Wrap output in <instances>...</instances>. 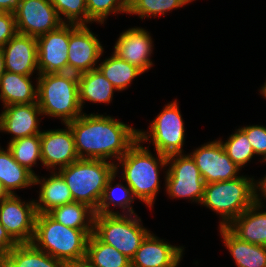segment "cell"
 <instances>
[{
    "mask_svg": "<svg viewBox=\"0 0 266 267\" xmlns=\"http://www.w3.org/2000/svg\"><path fill=\"white\" fill-rule=\"evenodd\" d=\"M37 103L44 116L67 124L83 110L79 103L78 75L70 72L37 74Z\"/></svg>",
    "mask_w": 266,
    "mask_h": 267,
    "instance_id": "obj_4",
    "label": "cell"
},
{
    "mask_svg": "<svg viewBox=\"0 0 266 267\" xmlns=\"http://www.w3.org/2000/svg\"><path fill=\"white\" fill-rule=\"evenodd\" d=\"M18 243L9 235L4 226L0 223V253L6 255Z\"/></svg>",
    "mask_w": 266,
    "mask_h": 267,
    "instance_id": "obj_38",
    "label": "cell"
},
{
    "mask_svg": "<svg viewBox=\"0 0 266 267\" xmlns=\"http://www.w3.org/2000/svg\"><path fill=\"white\" fill-rule=\"evenodd\" d=\"M115 172L107 181L106 187L104 188L103 195L98 205V209L95 213L97 214H121L111 210L109 207L113 204V207L118 206L122 208V214H136L133 210L131 203L134 202L135 198L132 194L130 187L122 183H117L114 186V179L117 176ZM126 210V211H125Z\"/></svg>",
    "mask_w": 266,
    "mask_h": 267,
    "instance_id": "obj_27",
    "label": "cell"
},
{
    "mask_svg": "<svg viewBox=\"0 0 266 267\" xmlns=\"http://www.w3.org/2000/svg\"><path fill=\"white\" fill-rule=\"evenodd\" d=\"M260 196L266 200V175L257 181L255 180V198H260Z\"/></svg>",
    "mask_w": 266,
    "mask_h": 267,
    "instance_id": "obj_40",
    "label": "cell"
},
{
    "mask_svg": "<svg viewBox=\"0 0 266 267\" xmlns=\"http://www.w3.org/2000/svg\"><path fill=\"white\" fill-rule=\"evenodd\" d=\"M97 69L117 91L128 89L134 78L144 73L141 69L129 64L114 53L101 62Z\"/></svg>",
    "mask_w": 266,
    "mask_h": 267,
    "instance_id": "obj_28",
    "label": "cell"
},
{
    "mask_svg": "<svg viewBox=\"0 0 266 267\" xmlns=\"http://www.w3.org/2000/svg\"><path fill=\"white\" fill-rule=\"evenodd\" d=\"M86 259L94 267H131V260L113 246L101 242L93 233L87 241Z\"/></svg>",
    "mask_w": 266,
    "mask_h": 267,
    "instance_id": "obj_30",
    "label": "cell"
},
{
    "mask_svg": "<svg viewBox=\"0 0 266 267\" xmlns=\"http://www.w3.org/2000/svg\"><path fill=\"white\" fill-rule=\"evenodd\" d=\"M165 169V191L170 198H186L201 203L205 181L190 154H173L167 156Z\"/></svg>",
    "mask_w": 266,
    "mask_h": 267,
    "instance_id": "obj_9",
    "label": "cell"
},
{
    "mask_svg": "<svg viewBox=\"0 0 266 267\" xmlns=\"http://www.w3.org/2000/svg\"><path fill=\"white\" fill-rule=\"evenodd\" d=\"M5 60H4V54L2 49L0 48V77L5 73Z\"/></svg>",
    "mask_w": 266,
    "mask_h": 267,
    "instance_id": "obj_43",
    "label": "cell"
},
{
    "mask_svg": "<svg viewBox=\"0 0 266 267\" xmlns=\"http://www.w3.org/2000/svg\"><path fill=\"white\" fill-rule=\"evenodd\" d=\"M21 0H0V12L14 13Z\"/></svg>",
    "mask_w": 266,
    "mask_h": 267,
    "instance_id": "obj_39",
    "label": "cell"
},
{
    "mask_svg": "<svg viewBox=\"0 0 266 267\" xmlns=\"http://www.w3.org/2000/svg\"><path fill=\"white\" fill-rule=\"evenodd\" d=\"M17 33L14 13L0 12V48Z\"/></svg>",
    "mask_w": 266,
    "mask_h": 267,
    "instance_id": "obj_37",
    "label": "cell"
},
{
    "mask_svg": "<svg viewBox=\"0 0 266 267\" xmlns=\"http://www.w3.org/2000/svg\"><path fill=\"white\" fill-rule=\"evenodd\" d=\"M6 71L32 76L38 69L36 37L17 33L2 48Z\"/></svg>",
    "mask_w": 266,
    "mask_h": 267,
    "instance_id": "obj_19",
    "label": "cell"
},
{
    "mask_svg": "<svg viewBox=\"0 0 266 267\" xmlns=\"http://www.w3.org/2000/svg\"><path fill=\"white\" fill-rule=\"evenodd\" d=\"M11 194L4 187L3 183L0 181V202L6 198H8Z\"/></svg>",
    "mask_w": 266,
    "mask_h": 267,
    "instance_id": "obj_42",
    "label": "cell"
},
{
    "mask_svg": "<svg viewBox=\"0 0 266 267\" xmlns=\"http://www.w3.org/2000/svg\"><path fill=\"white\" fill-rule=\"evenodd\" d=\"M179 263H180V261H179L174 267H179V266H178V265H180Z\"/></svg>",
    "mask_w": 266,
    "mask_h": 267,
    "instance_id": "obj_46",
    "label": "cell"
},
{
    "mask_svg": "<svg viewBox=\"0 0 266 267\" xmlns=\"http://www.w3.org/2000/svg\"><path fill=\"white\" fill-rule=\"evenodd\" d=\"M31 76L5 71L0 77V100L2 105L37 103V83L32 84Z\"/></svg>",
    "mask_w": 266,
    "mask_h": 267,
    "instance_id": "obj_22",
    "label": "cell"
},
{
    "mask_svg": "<svg viewBox=\"0 0 266 267\" xmlns=\"http://www.w3.org/2000/svg\"><path fill=\"white\" fill-rule=\"evenodd\" d=\"M64 126L66 129L43 130L40 134L42 165L51 171L79 159L72 130L67 124Z\"/></svg>",
    "mask_w": 266,
    "mask_h": 267,
    "instance_id": "obj_15",
    "label": "cell"
},
{
    "mask_svg": "<svg viewBox=\"0 0 266 267\" xmlns=\"http://www.w3.org/2000/svg\"><path fill=\"white\" fill-rule=\"evenodd\" d=\"M57 222L74 229H93L95 211L88 205L71 202L48 213Z\"/></svg>",
    "mask_w": 266,
    "mask_h": 267,
    "instance_id": "obj_29",
    "label": "cell"
},
{
    "mask_svg": "<svg viewBox=\"0 0 266 267\" xmlns=\"http://www.w3.org/2000/svg\"><path fill=\"white\" fill-rule=\"evenodd\" d=\"M78 90L81 109L85 101L109 104L117 91L98 69L78 75Z\"/></svg>",
    "mask_w": 266,
    "mask_h": 267,
    "instance_id": "obj_24",
    "label": "cell"
},
{
    "mask_svg": "<svg viewBox=\"0 0 266 267\" xmlns=\"http://www.w3.org/2000/svg\"><path fill=\"white\" fill-rule=\"evenodd\" d=\"M189 3V0H128V14H136L140 19L151 18L165 15Z\"/></svg>",
    "mask_w": 266,
    "mask_h": 267,
    "instance_id": "obj_32",
    "label": "cell"
},
{
    "mask_svg": "<svg viewBox=\"0 0 266 267\" xmlns=\"http://www.w3.org/2000/svg\"><path fill=\"white\" fill-rule=\"evenodd\" d=\"M0 267H5V255L0 253Z\"/></svg>",
    "mask_w": 266,
    "mask_h": 267,
    "instance_id": "obj_44",
    "label": "cell"
},
{
    "mask_svg": "<svg viewBox=\"0 0 266 267\" xmlns=\"http://www.w3.org/2000/svg\"><path fill=\"white\" fill-rule=\"evenodd\" d=\"M93 229H74L57 222L48 213H37L32 243L63 264L86 259L87 241Z\"/></svg>",
    "mask_w": 266,
    "mask_h": 267,
    "instance_id": "obj_3",
    "label": "cell"
},
{
    "mask_svg": "<svg viewBox=\"0 0 266 267\" xmlns=\"http://www.w3.org/2000/svg\"><path fill=\"white\" fill-rule=\"evenodd\" d=\"M180 112L177 100L168 103L151 122L148 132L138 130V139L142 143L150 141L165 156L184 153L185 126Z\"/></svg>",
    "mask_w": 266,
    "mask_h": 267,
    "instance_id": "obj_8",
    "label": "cell"
},
{
    "mask_svg": "<svg viewBox=\"0 0 266 267\" xmlns=\"http://www.w3.org/2000/svg\"><path fill=\"white\" fill-rule=\"evenodd\" d=\"M88 25H79L69 37L68 72L81 74L97 69L104 48Z\"/></svg>",
    "mask_w": 266,
    "mask_h": 267,
    "instance_id": "obj_14",
    "label": "cell"
},
{
    "mask_svg": "<svg viewBox=\"0 0 266 267\" xmlns=\"http://www.w3.org/2000/svg\"><path fill=\"white\" fill-rule=\"evenodd\" d=\"M88 23L104 24L110 13L128 14V0H86Z\"/></svg>",
    "mask_w": 266,
    "mask_h": 267,
    "instance_id": "obj_34",
    "label": "cell"
},
{
    "mask_svg": "<svg viewBox=\"0 0 266 267\" xmlns=\"http://www.w3.org/2000/svg\"><path fill=\"white\" fill-rule=\"evenodd\" d=\"M255 179L238 178L205 184L201 205L219 214V227H227L255 203Z\"/></svg>",
    "mask_w": 266,
    "mask_h": 267,
    "instance_id": "obj_6",
    "label": "cell"
},
{
    "mask_svg": "<svg viewBox=\"0 0 266 267\" xmlns=\"http://www.w3.org/2000/svg\"><path fill=\"white\" fill-rule=\"evenodd\" d=\"M260 92H261L262 96L266 98V82L261 87Z\"/></svg>",
    "mask_w": 266,
    "mask_h": 267,
    "instance_id": "obj_45",
    "label": "cell"
},
{
    "mask_svg": "<svg viewBox=\"0 0 266 267\" xmlns=\"http://www.w3.org/2000/svg\"><path fill=\"white\" fill-rule=\"evenodd\" d=\"M141 221L137 214L95 213L93 234L131 260L150 232Z\"/></svg>",
    "mask_w": 266,
    "mask_h": 267,
    "instance_id": "obj_7",
    "label": "cell"
},
{
    "mask_svg": "<svg viewBox=\"0 0 266 267\" xmlns=\"http://www.w3.org/2000/svg\"><path fill=\"white\" fill-rule=\"evenodd\" d=\"M220 142L226 154L240 168L244 167L245 164L255 157L246 133L240 127L225 142L221 139Z\"/></svg>",
    "mask_w": 266,
    "mask_h": 267,
    "instance_id": "obj_33",
    "label": "cell"
},
{
    "mask_svg": "<svg viewBox=\"0 0 266 267\" xmlns=\"http://www.w3.org/2000/svg\"><path fill=\"white\" fill-rule=\"evenodd\" d=\"M163 240L149 232L131 259V267H174L182 260L184 247Z\"/></svg>",
    "mask_w": 266,
    "mask_h": 267,
    "instance_id": "obj_18",
    "label": "cell"
},
{
    "mask_svg": "<svg viewBox=\"0 0 266 267\" xmlns=\"http://www.w3.org/2000/svg\"><path fill=\"white\" fill-rule=\"evenodd\" d=\"M263 198H255V203L235 218L227 228L240 240L255 245L266 246V208Z\"/></svg>",
    "mask_w": 266,
    "mask_h": 267,
    "instance_id": "obj_20",
    "label": "cell"
},
{
    "mask_svg": "<svg viewBox=\"0 0 266 267\" xmlns=\"http://www.w3.org/2000/svg\"><path fill=\"white\" fill-rule=\"evenodd\" d=\"M240 128L246 133L255 155H261L262 162H266V126L249 125Z\"/></svg>",
    "mask_w": 266,
    "mask_h": 267,
    "instance_id": "obj_36",
    "label": "cell"
},
{
    "mask_svg": "<svg viewBox=\"0 0 266 267\" xmlns=\"http://www.w3.org/2000/svg\"><path fill=\"white\" fill-rule=\"evenodd\" d=\"M48 178L34 176V186L40 184L38 200H34L37 213H49L56 207L73 201L66 181L57 171H51Z\"/></svg>",
    "mask_w": 266,
    "mask_h": 267,
    "instance_id": "obj_21",
    "label": "cell"
},
{
    "mask_svg": "<svg viewBox=\"0 0 266 267\" xmlns=\"http://www.w3.org/2000/svg\"><path fill=\"white\" fill-rule=\"evenodd\" d=\"M148 147H143L138 139L115 163V172L122 170V179L130 187L135 199H140L152 207L160 191V169L167 167V156L158 153L153 156ZM119 166V167H118Z\"/></svg>",
    "mask_w": 266,
    "mask_h": 267,
    "instance_id": "obj_2",
    "label": "cell"
},
{
    "mask_svg": "<svg viewBox=\"0 0 266 267\" xmlns=\"http://www.w3.org/2000/svg\"><path fill=\"white\" fill-rule=\"evenodd\" d=\"M50 2L63 23L75 25L88 24L86 0H50ZM61 15L64 17L62 18Z\"/></svg>",
    "mask_w": 266,
    "mask_h": 267,
    "instance_id": "obj_35",
    "label": "cell"
},
{
    "mask_svg": "<svg viewBox=\"0 0 266 267\" xmlns=\"http://www.w3.org/2000/svg\"><path fill=\"white\" fill-rule=\"evenodd\" d=\"M78 26L63 23L36 38L39 74L68 72L69 37Z\"/></svg>",
    "mask_w": 266,
    "mask_h": 267,
    "instance_id": "obj_10",
    "label": "cell"
},
{
    "mask_svg": "<svg viewBox=\"0 0 266 267\" xmlns=\"http://www.w3.org/2000/svg\"><path fill=\"white\" fill-rule=\"evenodd\" d=\"M153 46L151 35L146 29L132 27L120 34L113 53L145 73L153 66L150 59Z\"/></svg>",
    "mask_w": 266,
    "mask_h": 267,
    "instance_id": "obj_16",
    "label": "cell"
},
{
    "mask_svg": "<svg viewBox=\"0 0 266 267\" xmlns=\"http://www.w3.org/2000/svg\"><path fill=\"white\" fill-rule=\"evenodd\" d=\"M0 181L10 194L34 185V175L14 160L12 152L0 147Z\"/></svg>",
    "mask_w": 266,
    "mask_h": 267,
    "instance_id": "obj_26",
    "label": "cell"
},
{
    "mask_svg": "<svg viewBox=\"0 0 266 267\" xmlns=\"http://www.w3.org/2000/svg\"><path fill=\"white\" fill-rule=\"evenodd\" d=\"M190 155L206 184L239 177L240 167L226 154L220 140L204 143Z\"/></svg>",
    "mask_w": 266,
    "mask_h": 267,
    "instance_id": "obj_13",
    "label": "cell"
},
{
    "mask_svg": "<svg viewBox=\"0 0 266 267\" xmlns=\"http://www.w3.org/2000/svg\"><path fill=\"white\" fill-rule=\"evenodd\" d=\"M63 263L31 243H18L5 255V267H63Z\"/></svg>",
    "mask_w": 266,
    "mask_h": 267,
    "instance_id": "obj_25",
    "label": "cell"
},
{
    "mask_svg": "<svg viewBox=\"0 0 266 267\" xmlns=\"http://www.w3.org/2000/svg\"><path fill=\"white\" fill-rule=\"evenodd\" d=\"M219 230L237 267H266V246L242 241L227 227H219Z\"/></svg>",
    "mask_w": 266,
    "mask_h": 267,
    "instance_id": "obj_23",
    "label": "cell"
},
{
    "mask_svg": "<svg viewBox=\"0 0 266 267\" xmlns=\"http://www.w3.org/2000/svg\"><path fill=\"white\" fill-rule=\"evenodd\" d=\"M67 125L79 159H111L115 164V159L118 161L138 140V129L109 115L83 112Z\"/></svg>",
    "mask_w": 266,
    "mask_h": 267,
    "instance_id": "obj_1",
    "label": "cell"
},
{
    "mask_svg": "<svg viewBox=\"0 0 266 267\" xmlns=\"http://www.w3.org/2000/svg\"><path fill=\"white\" fill-rule=\"evenodd\" d=\"M0 114V131L12 134L9 142L41 134L39 116H43L38 103L12 104L3 107Z\"/></svg>",
    "mask_w": 266,
    "mask_h": 267,
    "instance_id": "obj_17",
    "label": "cell"
},
{
    "mask_svg": "<svg viewBox=\"0 0 266 267\" xmlns=\"http://www.w3.org/2000/svg\"><path fill=\"white\" fill-rule=\"evenodd\" d=\"M14 15L17 32L36 38L63 24L50 0H21Z\"/></svg>",
    "mask_w": 266,
    "mask_h": 267,
    "instance_id": "obj_11",
    "label": "cell"
},
{
    "mask_svg": "<svg viewBox=\"0 0 266 267\" xmlns=\"http://www.w3.org/2000/svg\"><path fill=\"white\" fill-rule=\"evenodd\" d=\"M7 145V148L12 152L14 160L36 176L32 167L36 165L38 160L42 163L40 134L19 138L9 142Z\"/></svg>",
    "mask_w": 266,
    "mask_h": 267,
    "instance_id": "obj_31",
    "label": "cell"
},
{
    "mask_svg": "<svg viewBox=\"0 0 266 267\" xmlns=\"http://www.w3.org/2000/svg\"><path fill=\"white\" fill-rule=\"evenodd\" d=\"M36 216L33 199L26 203L17 194H11L0 202V223L17 243L32 242Z\"/></svg>",
    "mask_w": 266,
    "mask_h": 267,
    "instance_id": "obj_12",
    "label": "cell"
},
{
    "mask_svg": "<svg viewBox=\"0 0 266 267\" xmlns=\"http://www.w3.org/2000/svg\"><path fill=\"white\" fill-rule=\"evenodd\" d=\"M58 173L66 181L73 201L86 204L96 212L106 183L115 173V164L111 160L78 159L60 168Z\"/></svg>",
    "mask_w": 266,
    "mask_h": 267,
    "instance_id": "obj_5",
    "label": "cell"
},
{
    "mask_svg": "<svg viewBox=\"0 0 266 267\" xmlns=\"http://www.w3.org/2000/svg\"><path fill=\"white\" fill-rule=\"evenodd\" d=\"M63 267H94L87 259L64 263Z\"/></svg>",
    "mask_w": 266,
    "mask_h": 267,
    "instance_id": "obj_41",
    "label": "cell"
}]
</instances>
